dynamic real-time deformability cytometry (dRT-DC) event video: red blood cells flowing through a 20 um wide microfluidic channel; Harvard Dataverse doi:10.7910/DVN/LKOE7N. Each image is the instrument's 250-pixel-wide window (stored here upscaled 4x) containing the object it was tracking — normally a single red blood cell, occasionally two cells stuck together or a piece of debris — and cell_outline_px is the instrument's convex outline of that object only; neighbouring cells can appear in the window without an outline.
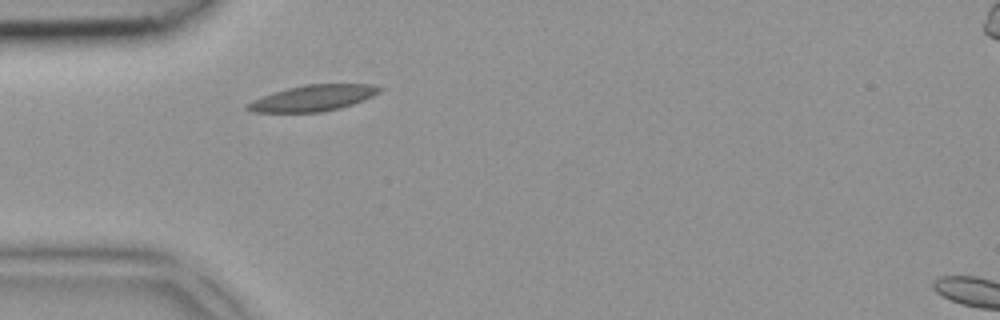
{"species": "common noctule bat (a hibernating species)", "species_latin": "Nyctalus noctula", "temperature_condition": "room temperature", "stored_images_in_passage": 4, "segment_of_instrument_passage": [1, 2], "camera_frame_rate_fps": 3000, "um_per_image_px": 0.085, "animal": {"sex": "female", "body_mass_g": 18.4}, "frame": {"image": 1, "passage_image": 3, "time_ms": 0.667, "image_size_px": [1000, 320], "cell_outline_px": [[384, 88], [380, 92], [364, 100], [340, 108], [320, 112], [252, 112], [244, 108], [252, 100], [272, 92], [304, 84], [372, 84]], "centroid_in_image_um": [26.61, 8.33], "position_along_channel_um": 58.4, "area_um2": 20.06}}